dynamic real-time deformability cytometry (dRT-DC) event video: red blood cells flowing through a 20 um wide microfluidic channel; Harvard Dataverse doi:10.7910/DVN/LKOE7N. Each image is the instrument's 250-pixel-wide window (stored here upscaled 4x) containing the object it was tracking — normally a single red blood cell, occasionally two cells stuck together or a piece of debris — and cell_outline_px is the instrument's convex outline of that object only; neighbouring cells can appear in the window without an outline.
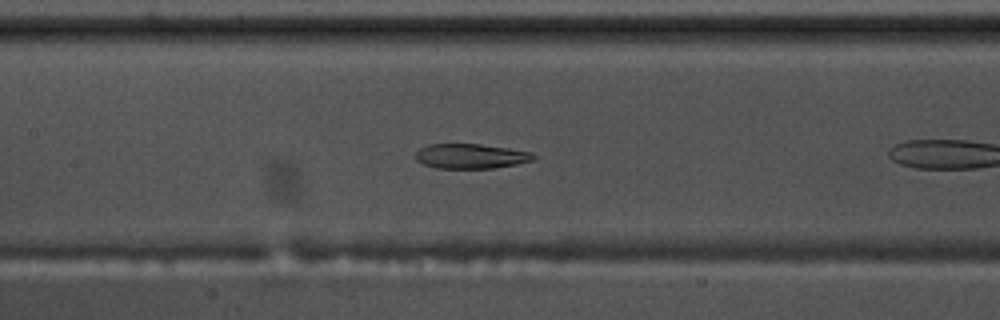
{"species": "common noctule bat (a hibernating species)", "species_latin": "Nyctalus noctula", "temperature_condition": "warm", "stored_images_in_passage": 12, "camera_frame_rate_fps": 3000, "um_per_image_px": 0.085, "animal": {"sex": "male", "body_mass_g": 17.5, "forearm_length_mm": 52.3}, "frame": {"image": 1, "passage_image": 10, "time_ms": 3.0, "image_size_px": [1000, 320], "cell_outline_px": [[536, 156], [532, 160], [516, 164], [492, 168], [436, 168], [424, 164], [416, 160], [416, 152], [420, 148], [428, 144], [480, 144], [508, 148], [532, 152]], "centroid_in_image_um": [40.0, 13.27], "position_along_channel_um": 167.4, "area_um2": 16.94}}